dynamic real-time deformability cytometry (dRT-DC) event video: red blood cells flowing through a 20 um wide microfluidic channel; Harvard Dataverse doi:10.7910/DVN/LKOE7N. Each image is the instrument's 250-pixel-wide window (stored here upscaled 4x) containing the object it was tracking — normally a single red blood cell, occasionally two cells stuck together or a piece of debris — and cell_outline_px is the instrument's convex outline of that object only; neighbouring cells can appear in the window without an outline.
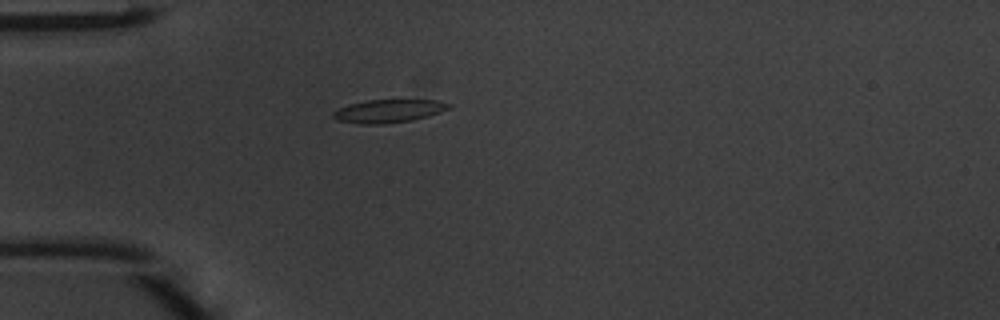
{"species": "common noctule bat (a hibernating species)", "species_latin": "Nyctalus noctula", "temperature_condition": "warm", "stored_images_in_passage": 35, "camera_frame_rate_fps": 3000, "um_per_image_px": 0.085, "animal": {"sex": "male", "body_mass_g": 20.1, "forearm_length_mm": 53.5}, "frame": {"image": 1, "passage_image": 1, "time_ms": 0.0, "image_size_px": [1000, 320], "cell_outline_px": [[452, 108], [428, 116], [412, 120], [384, 124], [360, 124], [336, 120], [332, 116], [332, 112], [348, 104], [368, 100], [436, 100], [452, 104]], "centroid_in_image_um": [33.03, 9.44], "position_along_channel_um": 52.0, "area_um2": 15.66}}
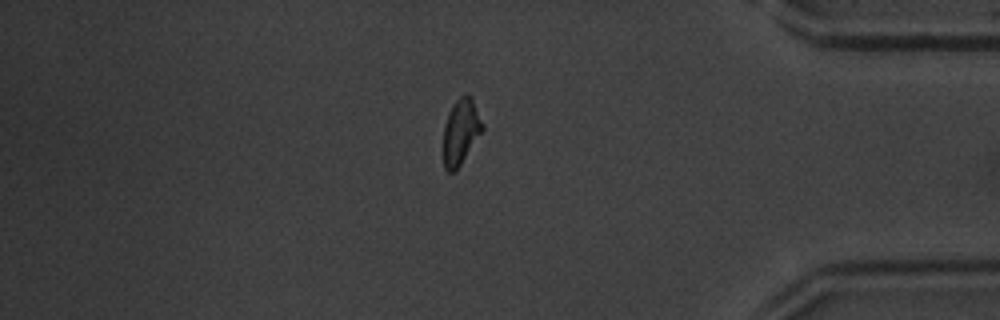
{"frame": {"image": 2, "passage_image": 28, "time_ms": 9.0, "image_size_px": [1000, 320], "cell_outline_px": [[484, 128], [456, 172], [448, 172], [444, 168], [440, 152], [444, 124], [448, 112], [452, 104], [460, 96], [468, 92], [472, 96], [484, 124]], "centroid_in_image_um": [39.12, 11.21], "position_along_channel_um": 396.1, "area_um2": 15.84}}
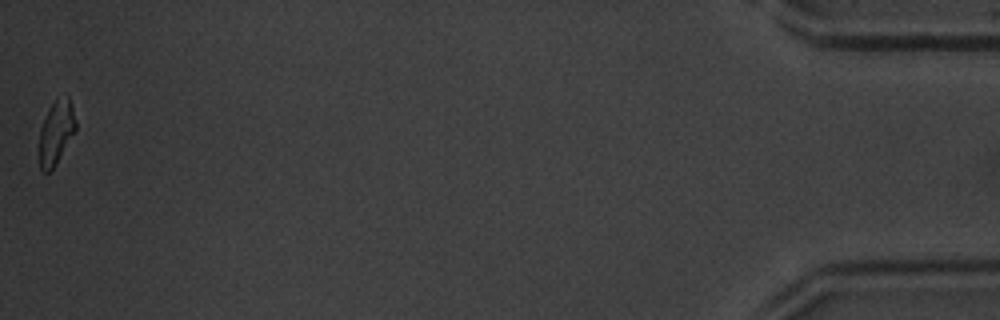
{"frame": {"image": 3, "passage_image": 35, "time_ms": 11.333, "image_size_px": [1000, 320], "cell_outline_px": [[76, 128], [52, 168], [48, 172], [44, 172], [40, 168], [40, 128], [48, 108], [56, 96], [68, 96], [76, 120]], "centroid_in_image_um": [4.76, 11.16], "position_along_channel_um": 430.4, "area_um2": 13.18}, "authors_computed_cell_mechanics": {"area_um2": 15.3748, "velocity_mm_per_s": 4.2409, "shape_relaxation_time_tau1_ms": 2.9387, "shape_relaxation_time_tau2_ms": 2.1835, "deformation_change_tau1": 0.1315, "deformation_change_tau2": 0.1007}}